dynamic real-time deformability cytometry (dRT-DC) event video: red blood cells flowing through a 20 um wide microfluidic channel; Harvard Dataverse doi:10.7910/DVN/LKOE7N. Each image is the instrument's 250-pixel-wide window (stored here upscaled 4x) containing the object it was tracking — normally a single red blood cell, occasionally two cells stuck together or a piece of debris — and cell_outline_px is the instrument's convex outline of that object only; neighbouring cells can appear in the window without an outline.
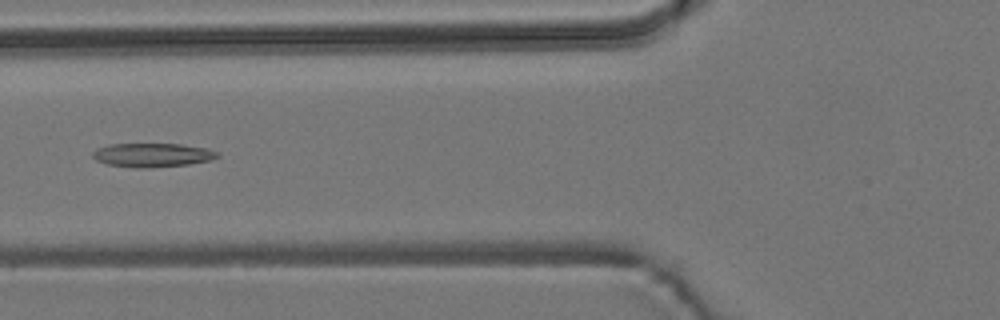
{"species": "common noctule bat (a hibernating species)", "species_latin": "Nyctalus noctula", "temperature_condition": "room temperature", "stored_images_in_passage": 57, "camera_frame_rate_fps": 3000, "um_per_image_px": 0.085, "animal": {"sex": "male", "body_mass_g": 19.2, "forearm_length_mm": 51.8}, "frame": {"image": 1, "passage_image": 24, "time_ms": 7.667, "image_size_px": [1000, 320], "cell_outline_px": [[220, 156], [208, 160], [188, 164], [152, 168], [136, 168], [108, 164], [96, 160], [92, 156], [92, 152], [96, 148], [112, 144], [180, 144], [208, 148], [220, 152]], "centroid_in_image_um": [12.96, 13.18], "position_along_channel_um": 112.8, "area_um2": 17.4}}
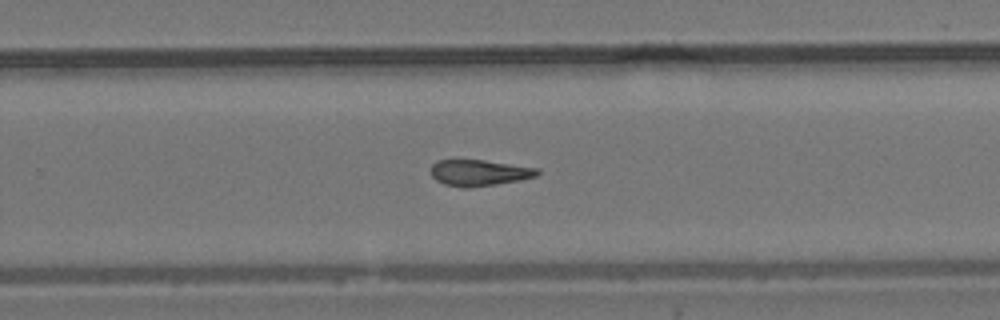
{"frame": {"image": 2, "passage_image": 38, "time_ms": 12.333, "image_size_px": [1000, 320], "cell_outline_px": [[540, 172], [536, 176], [520, 180], [496, 184], [468, 188], [464, 188], [444, 184], [436, 180], [432, 176], [432, 164], [436, 160], [484, 160], [540, 168]], "centroid_in_image_um": [40.75, 14.68], "position_along_channel_um": 289.1, "area_um2": 16.24}}
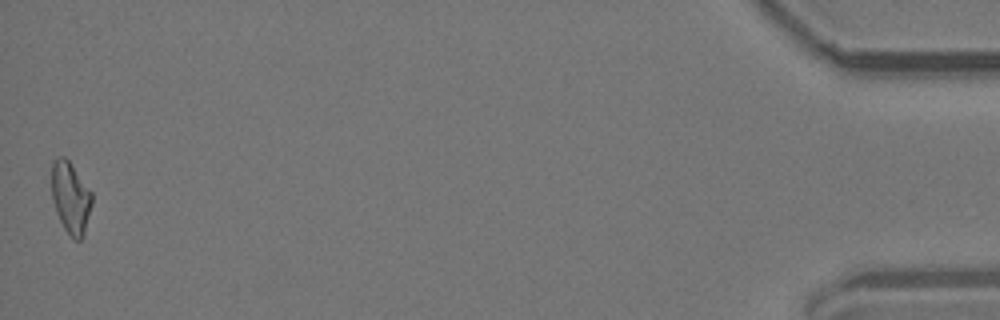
{"frame": {"image": 3, "passage_image": 57, "time_ms": 18.667, "image_size_px": [1000, 320], "cell_outline_px": [[92, 204], [84, 236], [80, 240], [72, 240], [64, 228], [56, 212], [52, 200], [52, 160], [60, 156], [64, 156], [68, 160], [92, 192]], "centroid_in_image_um": [6.01, 16.83], "position_along_channel_um": 429.2, "area_um2": 16.94}, "authors_computed_cell_mechanics": {"area_um2": 16.9932, "velocity_mm_per_s": 3.7827, "shape_relaxation_time_tau1_ms": null, "shape_relaxation_time_tau2_ms": 7.4494, "deformation_change_tau1": null, "deformation_change_tau2": 0.1889}}